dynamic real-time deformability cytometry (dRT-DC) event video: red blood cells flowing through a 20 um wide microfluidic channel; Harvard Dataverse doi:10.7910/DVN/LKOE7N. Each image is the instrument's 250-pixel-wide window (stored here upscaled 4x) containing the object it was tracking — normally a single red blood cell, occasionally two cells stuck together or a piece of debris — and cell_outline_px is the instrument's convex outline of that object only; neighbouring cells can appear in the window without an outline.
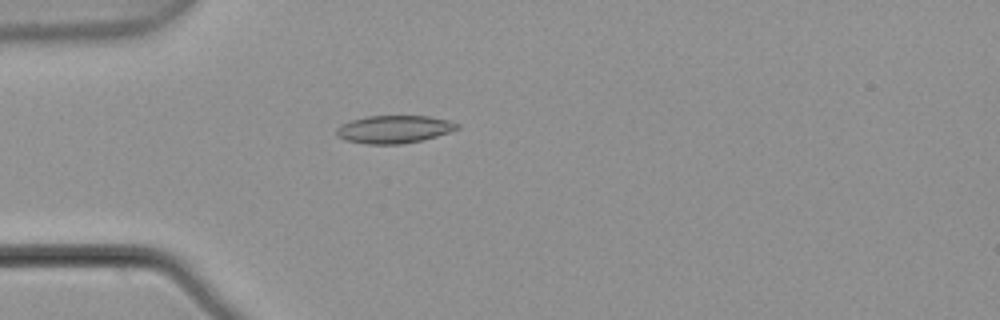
{"species": "common noctule bat (a hibernating species)", "species_latin": "Nyctalus noctula", "temperature_condition": "warm", "stored_images_in_passage": 2, "camera_frame_rate_fps": 3000, "um_per_image_px": 0.085, "animal": {"sex": "male", "body_mass_g": 21.5, "forearm_length_mm": 52.0}, "frame": {"image": 1, "passage_image": 2, "time_ms": 0.333, "image_size_px": [1000, 320], "cell_outline_px": [[460, 128], [424, 140], [400, 144], [368, 144], [344, 140], [336, 136], [336, 128], [340, 124], [352, 120], [368, 116], [428, 116], [448, 120], [460, 124]], "centroid_in_image_um": [33.48, 10.99], "position_along_channel_um": 51.5, "area_um2": 19.59}}